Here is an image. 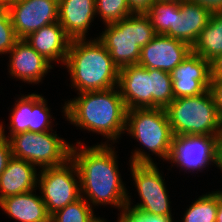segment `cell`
<instances>
[{"mask_svg": "<svg viewBox=\"0 0 222 222\" xmlns=\"http://www.w3.org/2000/svg\"><path fill=\"white\" fill-rule=\"evenodd\" d=\"M85 145L77 140L71 148V159L79 173L81 196L94 209L111 205L120 212L127 205L129 191L119 172L115 146L102 142Z\"/></svg>", "mask_w": 222, "mask_h": 222, "instance_id": "6da1fadb", "label": "cell"}, {"mask_svg": "<svg viewBox=\"0 0 222 222\" xmlns=\"http://www.w3.org/2000/svg\"><path fill=\"white\" fill-rule=\"evenodd\" d=\"M76 94L64 102L61 108L64 118L80 130L100 134L107 139L103 144L117 143L125 134L128 110L118 86Z\"/></svg>", "mask_w": 222, "mask_h": 222, "instance_id": "7a4b0ae2", "label": "cell"}, {"mask_svg": "<svg viewBox=\"0 0 222 222\" xmlns=\"http://www.w3.org/2000/svg\"><path fill=\"white\" fill-rule=\"evenodd\" d=\"M64 66L77 93L118 86L120 69L97 37L71 40Z\"/></svg>", "mask_w": 222, "mask_h": 222, "instance_id": "3957f363", "label": "cell"}, {"mask_svg": "<svg viewBox=\"0 0 222 222\" xmlns=\"http://www.w3.org/2000/svg\"><path fill=\"white\" fill-rule=\"evenodd\" d=\"M125 133L137 140L140 143L139 145H142L141 149L136 148L131 152L129 163L155 164L151 154L168 163L174 136L164 108H133L127 110Z\"/></svg>", "mask_w": 222, "mask_h": 222, "instance_id": "277c9868", "label": "cell"}, {"mask_svg": "<svg viewBox=\"0 0 222 222\" xmlns=\"http://www.w3.org/2000/svg\"><path fill=\"white\" fill-rule=\"evenodd\" d=\"M104 28L97 38L109 51L119 69L137 65L141 48L157 35L145 13H133Z\"/></svg>", "mask_w": 222, "mask_h": 222, "instance_id": "5b68a950", "label": "cell"}, {"mask_svg": "<svg viewBox=\"0 0 222 222\" xmlns=\"http://www.w3.org/2000/svg\"><path fill=\"white\" fill-rule=\"evenodd\" d=\"M165 111L173 136H222V121L209 89L196 96L176 98Z\"/></svg>", "mask_w": 222, "mask_h": 222, "instance_id": "8992f818", "label": "cell"}, {"mask_svg": "<svg viewBox=\"0 0 222 222\" xmlns=\"http://www.w3.org/2000/svg\"><path fill=\"white\" fill-rule=\"evenodd\" d=\"M12 156L32 163L38 169L56 167L71 159L72 144L54 130L23 132L8 138Z\"/></svg>", "mask_w": 222, "mask_h": 222, "instance_id": "52a82bcc", "label": "cell"}, {"mask_svg": "<svg viewBox=\"0 0 222 222\" xmlns=\"http://www.w3.org/2000/svg\"><path fill=\"white\" fill-rule=\"evenodd\" d=\"M155 164H133L130 165L131 177L136 191L139 195V203L133 204L132 196L127 197V208L142 213L158 216H172L171 201L163 174Z\"/></svg>", "mask_w": 222, "mask_h": 222, "instance_id": "ba28073f", "label": "cell"}, {"mask_svg": "<svg viewBox=\"0 0 222 222\" xmlns=\"http://www.w3.org/2000/svg\"><path fill=\"white\" fill-rule=\"evenodd\" d=\"M37 187L51 216L81 197L76 164L69 159L63 165L40 169Z\"/></svg>", "mask_w": 222, "mask_h": 222, "instance_id": "9c48e42d", "label": "cell"}, {"mask_svg": "<svg viewBox=\"0 0 222 222\" xmlns=\"http://www.w3.org/2000/svg\"><path fill=\"white\" fill-rule=\"evenodd\" d=\"M221 136L185 135L174 136L170 159L173 166L185 172L197 173L206 167L218 168L219 139ZM196 171V172H195Z\"/></svg>", "mask_w": 222, "mask_h": 222, "instance_id": "30bf717a", "label": "cell"}, {"mask_svg": "<svg viewBox=\"0 0 222 222\" xmlns=\"http://www.w3.org/2000/svg\"><path fill=\"white\" fill-rule=\"evenodd\" d=\"M47 104V99L42 94H21L15 99L14 108L10 110V122L7 125L9 134L6 135L4 131V122H0V133L8 139L10 136L27 131L37 133L53 130L55 119L50 112L52 108Z\"/></svg>", "mask_w": 222, "mask_h": 222, "instance_id": "8fae6325", "label": "cell"}, {"mask_svg": "<svg viewBox=\"0 0 222 222\" xmlns=\"http://www.w3.org/2000/svg\"><path fill=\"white\" fill-rule=\"evenodd\" d=\"M4 7L10 13L19 39L45 25L58 22V0H9Z\"/></svg>", "mask_w": 222, "mask_h": 222, "instance_id": "7c38bea8", "label": "cell"}, {"mask_svg": "<svg viewBox=\"0 0 222 222\" xmlns=\"http://www.w3.org/2000/svg\"><path fill=\"white\" fill-rule=\"evenodd\" d=\"M171 77L174 99L203 94L210 87V61L191 51Z\"/></svg>", "mask_w": 222, "mask_h": 222, "instance_id": "4fadbf2b", "label": "cell"}, {"mask_svg": "<svg viewBox=\"0 0 222 222\" xmlns=\"http://www.w3.org/2000/svg\"><path fill=\"white\" fill-rule=\"evenodd\" d=\"M192 51V47L172 37L157 34L141 48L138 65L171 73Z\"/></svg>", "mask_w": 222, "mask_h": 222, "instance_id": "5bb4252c", "label": "cell"}, {"mask_svg": "<svg viewBox=\"0 0 222 222\" xmlns=\"http://www.w3.org/2000/svg\"><path fill=\"white\" fill-rule=\"evenodd\" d=\"M8 72L27 84H39L54 65L35 51L24 39H19L8 52Z\"/></svg>", "mask_w": 222, "mask_h": 222, "instance_id": "9a60e30c", "label": "cell"}, {"mask_svg": "<svg viewBox=\"0 0 222 222\" xmlns=\"http://www.w3.org/2000/svg\"><path fill=\"white\" fill-rule=\"evenodd\" d=\"M118 88L128 110L152 108V69L138 64L121 68Z\"/></svg>", "mask_w": 222, "mask_h": 222, "instance_id": "2e32d148", "label": "cell"}, {"mask_svg": "<svg viewBox=\"0 0 222 222\" xmlns=\"http://www.w3.org/2000/svg\"><path fill=\"white\" fill-rule=\"evenodd\" d=\"M58 22L73 39H86L96 15L95 0H58ZM96 16V17H95Z\"/></svg>", "mask_w": 222, "mask_h": 222, "instance_id": "e0dca14e", "label": "cell"}, {"mask_svg": "<svg viewBox=\"0 0 222 222\" xmlns=\"http://www.w3.org/2000/svg\"><path fill=\"white\" fill-rule=\"evenodd\" d=\"M24 40L52 64H65L71 38L59 22L43 26L30 33Z\"/></svg>", "mask_w": 222, "mask_h": 222, "instance_id": "ac0fdd59", "label": "cell"}, {"mask_svg": "<svg viewBox=\"0 0 222 222\" xmlns=\"http://www.w3.org/2000/svg\"><path fill=\"white\" fill-rule=\"evenodd\" d=\"M38 170L32 163L12 156L0 175V201L9 196L38 189Z\"/></svg>", "mask_w": 222, "mask_h": 222, "instance_id": "d6986e66", "label": "cell"}, {"mask_svg": "<svg viewBox=\"0 0 222 222\" xmlns=\"http://www.w3.org/2000/svg\"><path fill=\"white\" fill-rule=\"evenodd\" d=\"M211 14L208 9L199 4L189 0H179L174 21V39L192 47L207 25Z\"/></svg>", "mask_w": 222, "mask_h": 222, "instance_id": "ffe728a7", "label": "cell"}, {"mask_svg": "<svg viewBox=\"0 0 222 222\" xmlns=\"http://www.w3.org/2000/svg\"><path fill=\"white\" fill-rule=\"evenodd\" d=\"M36 190L2 199L0 209L17 222H50L46 205Z\"/></svg>", "mask_w": 222, "mask_h": 222, "instance_id": "44dd1931", "label": "cell"}, {"mask_svg": "<svg viewBox=\"0 0 222 222\" xmlns=\"http://www.w3.org/2000/svg\"><path fill=\"white\" fill-rule=\"evenodd\" d=\"M192 51L202 58L210 61L222 53V13H212L211 17L201 31Z\"/></svg>", "mask_w": 222, "mask_h": 222, "instance_id": "7402d4cb", "label": "cell"}, {"mask_svg": "<svg viewBox=\"0 0 222 222\" xmlns=\"http://www.w3.org/2000/svg\"><path fill=\"white\" fill-rule=\"evenodd\" d=\"M179 0H155L145 13L156 34L174 38V21Z\"/></svg>", "mask_w": 222, "mask_h": 222, "instance_id": "603a6c76", "label": "cell"}, {"mask_svg": "<svg viewBox=\"0 0 222 222\" xmlns=\"http://www.w3.org/2000/svg\"><path fill=\"white\" fill-rule=\"evenodd\" d=\"M217 199L212 192L200 195L186 209L180 222H215Z\"/></svg>", "mask_w": 222, "mask_h": 222, "instance_id": "cb8c5ba5", "label": "cell"}, {"mask_svg": "<svg viewBox=\"0 0 222 222\" xmlns=\"http://www.w3.org/2000/svg\"><path fill=\"white\" fill-rule=\"evenodd\" d=\"M94 208L81 196L50 216V222H94L99 216Z\"/></svg>", "mask_w": 222, "mask_h": 222, "instance_id": "d4e9b609", "label": "cell"}, {"mask_svg": "<svg viewBox=\"0 0 222 222\" xmlns=\"http://www.w3.org/2000/svg\"><path fill=\"white\" fill-rule=\"evenodd\" d=\"M174 100L171 73L152 69V108H166Z\"/></svg>", "mask_w": 222, "mask_h": 222, "instance_id": "484cf974", "label": "cell"}, {"mask_svg": "<svg viewBox=\"0 0 222 222\" xmlns=\"http://www.w3.org/2000/svg\"><path fill=\"white\" fill-rule=\"evenodd\" d=\"M96 15L104 25L114 24L133 14L127 0H95Z\"/></svg>", "mask_w": 222, "mask_h": 222, "instance_id": "4316f807", "label": "cell"}, {"mask_svg": "<svg viewBox=\"0 0 222 222\" xmlns=\"http://www.w3.org/2000/svg\"><path fill=\"white\" fill-rule=\"evenodd\" d=\"M19 40L13 28L9 11L3 6L0 9V56H6Z\"/></svg>", "mask_w": 222, "mask_h": 222, "instance_id": "83f0119b", "label": "cell"}, {"mask_svg": "<svg viewBox=\"0 0 222 222\" xmlns=\"http://www.w3.org/2000/svg\"><path fill=\"white\" fill-rule=\"evenodd\" d=\"M117 222H174L173 216H158L142 213L125 207L118 213Z\"/></svg>", "mask_w": 222, "mask_h": 222, "instance_id": "f1b7e54d", "label": "cell"}, {"mask_svg": "<svg viewBox=\"0 0 222 222\" xmlns=\"http://www.w3.org/2000/svg\"><path fill=\"white\" fill-rule=\"evenodd\" d=\"M209 90L213 96L218 116L222 121V79H211Z\"/></svg>", "mask_w": 222, "mask_h": 222, "instance_id": "f546056e", "label": "cell"}, {"mask_svg": "<svg viewBox=\"0 0 222 222\" xmlns=\"http://www.w3.org/2000/svg\"><path fill=\"white\" fill-rule=\"evenodd\" d=\"M11 157L12 152L9 140L0 133V175L6 169Z\"/></svg>", "mask_w": 222, "mask_h": 222, "instance_id": "4dcf8cb0", "label": "cell"}, {"mask_svg": "<svg viewBox=\"0 0 222 222\" xmlns=\"http://www.w3.org/2000/svg\"><path fill=\"white\" fill-rule=\"evenodd\" d=\"M155 0H127L133 13H146Z\"/></svg>", "mask_w": 222, "mask_h": 222, "instance_id": "1f68e13d", "label": "cell"}, {"mask_svg": "<svg viewBox=\"0 0 222 222\" xmlns=\"http://www.w3.org/2000/svg\"><path fill=\"white\" fill-rule=\"evenodd\" d=\"M211 79H222V53L210 60Z\"/></svg>", "mask_w": 222, "mask_h": 222, "instance_id": "d6a6232c", "label": "cell"}, {"mask_svg": "<svg viewBox=\"0 0 222 222\" xmlns=\"http://www.w3.org/2000/svg\"><path fill=\"white\" fill-rule=\"evenodd\" d=\"M189 1L205 7L211 13L222 12V0H189Z\"/></svg>", "mask_w": 222, "mask_h": 222, "instance_id": "836d02e7", "label": "cell"}, {"mask_svg": "<svg viewBox=\"0 0 222 222\" xmlns=\"http://www.w3.org/2000/svg\"><path fill=\"white\" fill-rule=\"evenodd\" d=\"M212 193L216 196L217 199V213L215 222H222V191L216 190L212 191Z\"/></svg>", "mask_w": 222, "mask_h": 222, "instance_id": "e575fe53", "label": "cell"}, {"mask_svg": "<svg viewBox=\"0 0 222 222\" xmlns=\"http://www.w3.org/2000/svg\"><path fill=\"white\" fill-rule=\"evenodd\" d=\"M218 169L222 172V136L219 139Z\"/></svg>", "mask_w": 222, "mask_h": 222, "instance_id": "d590c367", "label": "cell"}, {"mask_svg": "<svg viewBox=\"0 0 222 222\" xmlns=\"http://www.w3.org/2000/svg\"><path fill=\"white\" fill-rule=\"evenodd\" d=\"M94 222H107V220L99 216Z\"/></svg>", "mask_w": 222, "mask_h": 222, "instance_id": "8d00e7d4", "label": "cell"}, {"mask_svg": "<svg viewBox=\"0 0 222 222\" xmlns=\"http://www.w3.org/2000/svg\"><path fill=\"white\" fill-rule=\"evenodd\" d=\"M9 0H0V2L5 5Z\"/></svg>", "mask_w": 222, "mask_h": 222, "instance_id": "74e56055", "label": "cell"}, {"mask_svg": "<svg viewBox=\"0 0 222 222\" xmlns=\"http://www.w3.org/2000/svg\"><path fill=\"white\" fill-rule=\"evenodd\" d=\"M4 5L0 2V9L3 7Z\"/></svg>", "mask_w": 222, "mask_h": 222, "instance_id": "f35d334b", "label": "cell"}]
</instances>
